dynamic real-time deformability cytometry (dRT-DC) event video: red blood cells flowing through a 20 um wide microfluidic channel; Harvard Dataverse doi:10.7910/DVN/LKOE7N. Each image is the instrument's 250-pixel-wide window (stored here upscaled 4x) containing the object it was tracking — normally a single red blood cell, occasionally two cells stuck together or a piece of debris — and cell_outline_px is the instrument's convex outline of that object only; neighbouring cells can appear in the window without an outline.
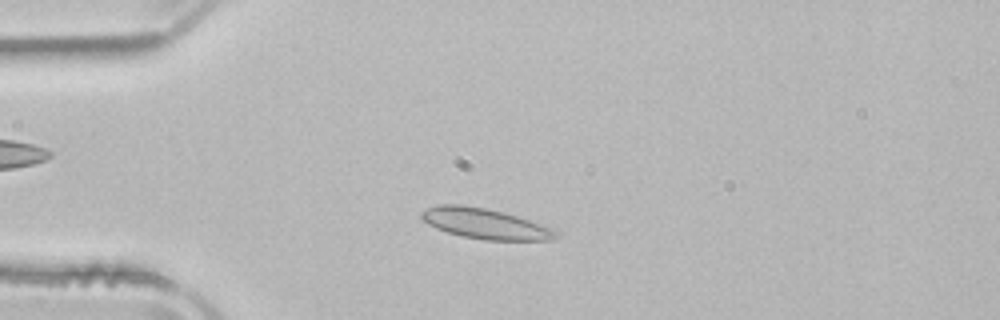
{"species": "common noctule bat (a hibernating species)", "species_latin": "Nyctalus noctula", "temperature_condition": "room temperature", "stored_images_in_passage": 48, "camera_frame_rate_fps": 3000, "um_per_image_px": 0.085, "animal": {"sex": "male", "body_mass_g": 21.5, "forearm_length_mm": 52.0}, "frame": {"image": 1, "passage_image": 9, "time_ms": 2.667, "image_size_px": [1000, 320], "cell_outline_px": [[560, 236], [552, 240], [484, 240], [460, 236], [436, 228], [420, 220], [420, 212], [436, 204], [460, 204], [484, 208], [516, 216], [552, 228]], "centroid_in_image_um": [41.17, 19.01], "position_along_channel_um": 43.8, "area_um2": 23.76}}
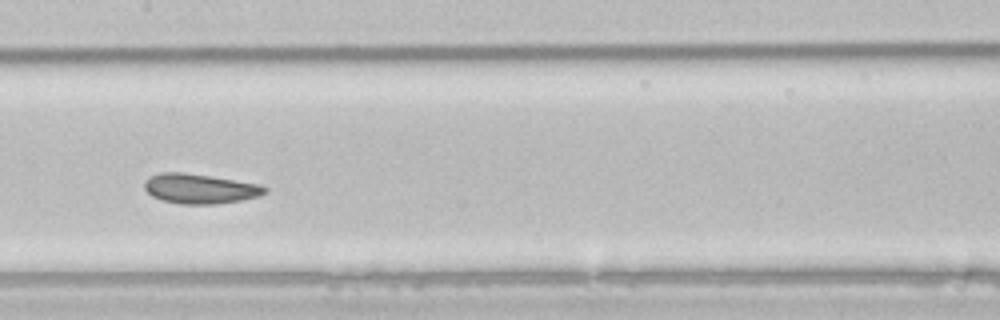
{"frame": {"image": 2, "passage_image": 22, "time_ms": 7.0, "image_size_px": [1000, 320], "cell_outline_px": [[268, 192], [260, 196], [240, 200], [212, 204], [180, 204], [160, 200], [152, 196], [144, 188], [144, 180], [160, 172], [180, 172], [208, 176], [260, 184], [268, 188]], "centroid_in_image_um": [16.99, 16.04], "position_along_channel_um": 190.4, "area_um2": 20.81}}
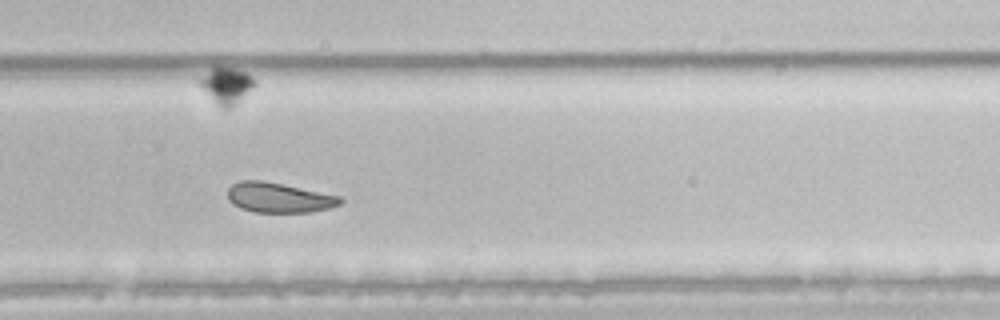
{"frame": {"image": 3, "passage_image": 31, "time_ms": 10.0, "image_size_px": [1000, 320], "cell_outline_px": [[344, 200], [340, 204], [332, 208], [308, 212], [256, 212], [240, 208], [232, 204], [228, 200], [228, 188], [232, 184], [240, 180], [260, 180], [340, 196]], "centroid_in_image_um": [23.68, 16.8], "position_along_channel_um": 306.1, "area_um2": 19.54}, "authors_computed_cell_mechanics": {"area_um2": 22.4553, "velocity_mm_per_s": 3.8782, "shape_relaxation_time_tau1_ms": 4.1475, "shape_relaxation_time_tau2_ms": 2.5738, "deformation_change_tau1": 0.1118, "deformation_change_tau2": 0.0383}}